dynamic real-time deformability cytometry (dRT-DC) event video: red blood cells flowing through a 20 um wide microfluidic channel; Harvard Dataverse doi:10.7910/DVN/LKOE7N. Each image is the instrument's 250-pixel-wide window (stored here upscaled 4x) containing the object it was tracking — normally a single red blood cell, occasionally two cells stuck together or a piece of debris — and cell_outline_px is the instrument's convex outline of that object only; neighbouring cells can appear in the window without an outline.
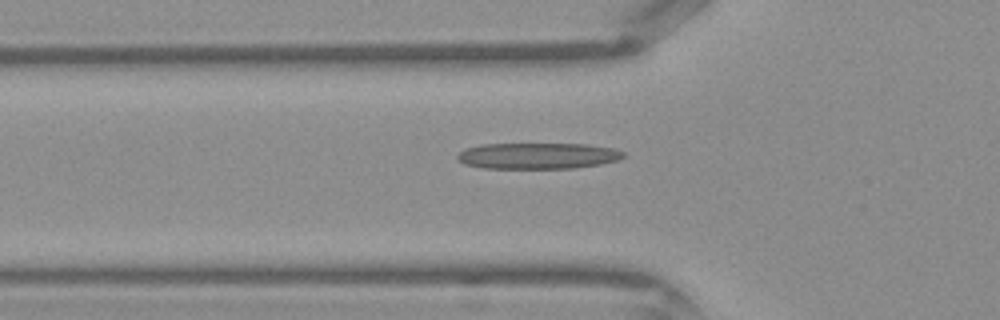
{"species": "Egyptian fruit bat (a non-hibernating species)", "species_latin": "Rousettus aegyptiacus", "temperature_condition": "warm", "stored_images_in_passage": 34, "camera_frame_rate_fps": 3000, "um_per_image_px": 0.085, "frame": {"image": 1, "passage_image": 9, "time_ms": 2.667, "image_size_px": [1000, 320], "cell_outline_px": [[624, 156], [616, 160], [600, 164], [572, 168], [484, 168], [464, 164], [456, 156], [464, 148], [480, 144], [588, 144], [616, 148], [624, 152]], "centroid_in_image_um": [45.7, 13.23], "position_along_channel_um": 80.1, "area_um2": 25.26}}
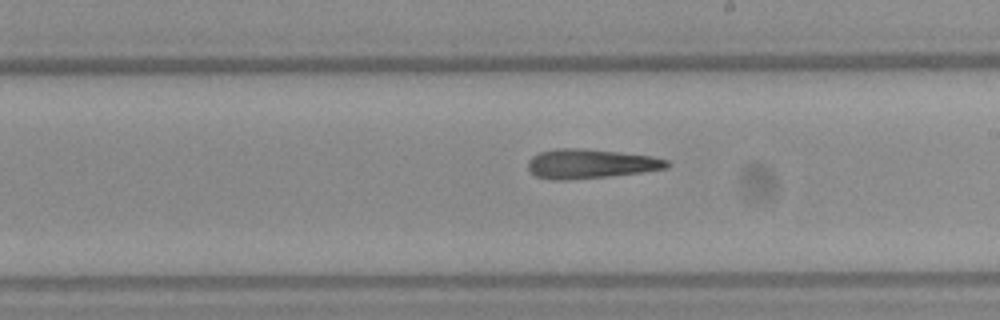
{"frame": {"image": 2, "passage_image": 19, "time_ms": 6.0, "image_size_px": [1000, 320], "cell_outline_px": [[672, 164], [668, 168], [640, 172], [608, 176], [568, 180], [552, 180], [536, 176], [528, 168], [528, 160], [532, 156], [540, 152], [556, 148], [576, 148], [616, 152], [652, 156], [668, 160]], "centroid_in_image_um": [50.18, 13.92], "position_along_channel_um": 238.8, "area_um2": 23.64}}
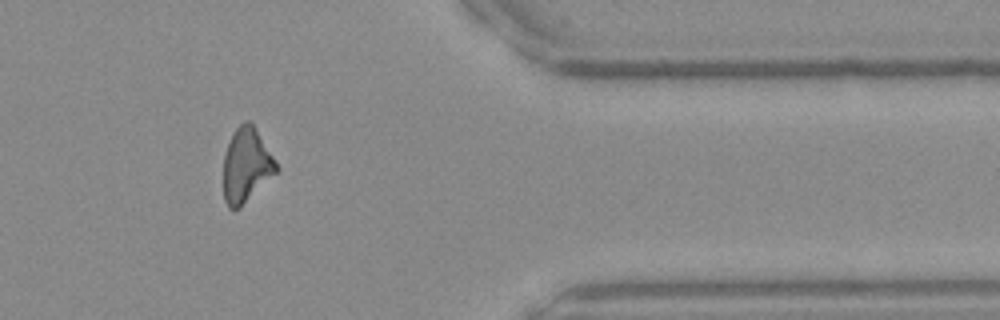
{"frame": {"image": 3, "passage_image": 30, "time_ms": 9.667, "image_size_px": [1000, 320], "cell_outline_px": [[280, 168], [240, 208], [228, 208], [224, 200], [224, 156], [232, 132], [244, 120], [252, 120], [276, 160]], "centroid_in_image_um": [20.95, 14.0], "position_along_channel_um": 390.5, "area_um2": 23.06}}